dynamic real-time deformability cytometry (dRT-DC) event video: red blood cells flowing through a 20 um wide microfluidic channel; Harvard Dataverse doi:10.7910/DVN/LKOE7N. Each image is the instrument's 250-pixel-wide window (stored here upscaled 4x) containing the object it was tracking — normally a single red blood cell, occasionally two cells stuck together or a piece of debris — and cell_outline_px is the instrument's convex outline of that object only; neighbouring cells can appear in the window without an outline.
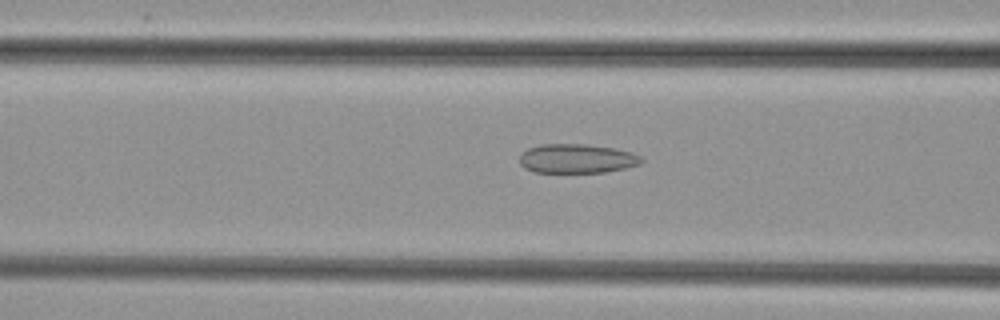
{"species": "common noctule bat (a hibernating species)", "species_latin": "Nyctalus noctula", "temperature_condition": "cold", "stored_images_in_passage": 43, "camera_frame_rate_fps": 3000, "um_per_image_px": 0.085, "animal": {"sex": "female", "body_mass_g": 29.2, "forearm_length_mm": 56.3}, "frame": {"image": 1, "passage_image": 12, "time_ms": 3.667, "image_size_px": [1000, 320], "cell_outline_px": [[644, 160], [640, 164], [624, 168], [604, 172], [536, 172], [524, 168], [520, 164], [520, 156], [528, 148], [540, 144], [584, 144], [612, 148], [632, 152], [640, 156]], "centroid_in_image_um": [49.03, 13.48], "position_along_channel_um": 117.6, "area_um2": 20.58}}
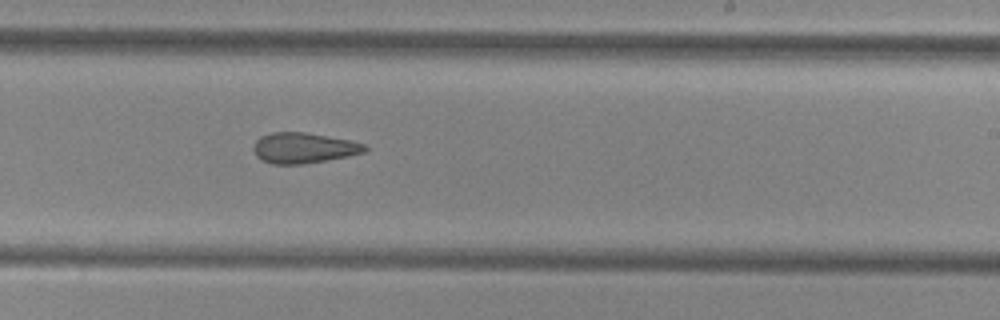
{"frame": {"image": 2, "passage_image": 23, "time_ms": 7.333, "image_size_px": [1000, 320], "cell_outline_px": [[368, 148], [364, 152], [348, 156], [328, 160], [304, 164], [272, 164], [260, 160], [256, 156], [252, 148], [256, 140], [260, 136], [272, 132], [304, 132], [348, 140], [364, 144]], "centroid_in_image_um": [25.76, 12.58], "position_along_channel_um": 263.2, "area_um2": 19.83}}
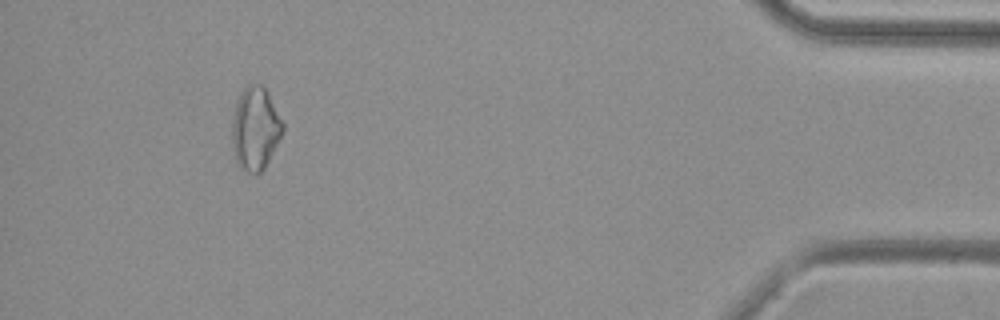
{"frame": {"image": 3, "passage_image": 39, "time_ms": 12.667, "image_size_px": [1000, 320], "cell_outline_px": [[284, 128], [264, 168], [256, 176], [240, 168], [236, 164], [232, 144], [232, 120], [236, 104], [244, 88], [248, 84], [260, 84], [268, 92], [284, 124]], "centroid_in_image_um": [21.68, 10.95], "position_along_channel_um": 413.5, "area_um2": 24.33}}